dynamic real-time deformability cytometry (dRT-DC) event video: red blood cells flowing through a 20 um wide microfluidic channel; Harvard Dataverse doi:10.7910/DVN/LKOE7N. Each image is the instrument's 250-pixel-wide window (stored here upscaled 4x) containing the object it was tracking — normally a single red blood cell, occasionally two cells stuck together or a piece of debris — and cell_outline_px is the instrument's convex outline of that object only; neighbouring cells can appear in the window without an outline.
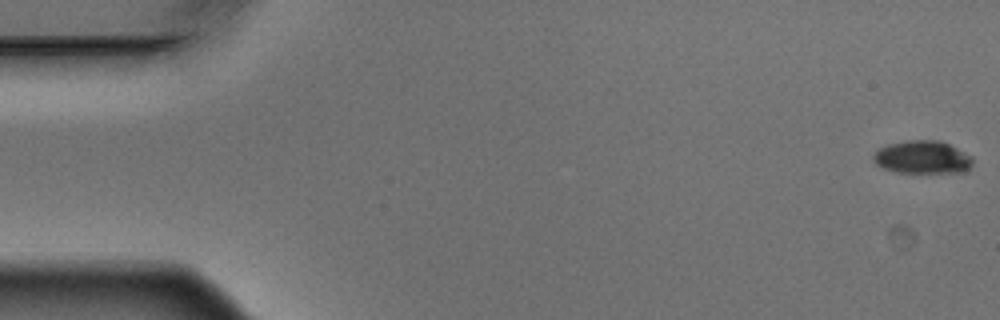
{"species": "Egyptian fruit bat (a non-hibernating species)", "species_latin": "Rousettus aegyptiacus", "temperature_condition": "warm", "stored_images_in_passage": 3, "camera_frame_rate_fps": 3000, "um_per_image_px": 0.085, "animal": {"sex": "male"}, "frame": {"image": 1, "passage_image": 1, "time_ms": 0.0, "image_size_px": [1000, 320], "cell_outline_px": [[972, 164], [964, 172], [896, 172], [884, 168], [876, 164], [872, 156], [880, 148], [888, 144], [904, 140], [940, 140], [972, 156]], "centroid_in_image_um": [78.4, 13.35], "position_along_channel_um": 6.6, "area_um2": 18.9}}
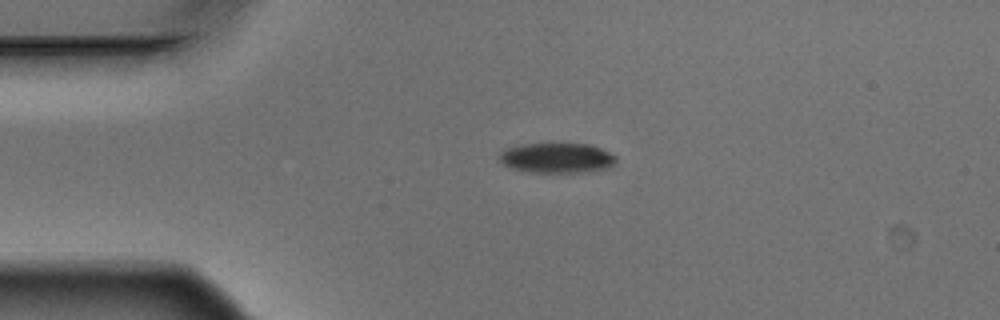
{"frame": {"image": 2, "passage_image": 2, "time_ms": 0.333, "image_size_px": [1000, 320], "cell_outline_px": [[616, 164], [608, 168], [596, 172], [532, 172], [512, 168], [504, 164], [500, 160], [500, 152], [508, 148], [520, 144], [588, 144], [600, 148], [616, 156]], "centroid_in_image_um": [47.39, 13.43], "position_along_channel_um": 37.6, "area_um2": 20.4}}